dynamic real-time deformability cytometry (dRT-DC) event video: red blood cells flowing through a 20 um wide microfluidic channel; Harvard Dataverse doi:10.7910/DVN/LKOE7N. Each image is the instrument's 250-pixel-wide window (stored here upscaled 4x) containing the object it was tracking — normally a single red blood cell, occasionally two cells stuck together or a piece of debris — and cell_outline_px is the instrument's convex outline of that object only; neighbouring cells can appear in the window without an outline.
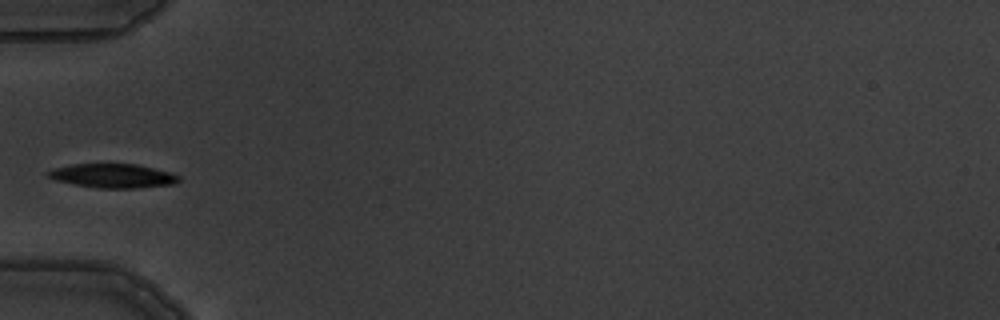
{"species": "common noctule bat (a hibernating species)", "species_latin": "Nyctalus noctula", "temperature_condition": "warm", "stored_images_in_passage": 3, "camera_frame_rate_fps": 3000, "um_per_image_px": 0.085, "animal": {"sex": "male", "body_mass_g": 19.5, "forearm_length_mm": 54.6}, "frame": {"image": 1, "passage_image": 2, "time_ms": 2.0, "image_size_px": [1000, 320], "cell_outline_px": [[180, 180], [176, 184], [136, 188], [96, 188], [56, 180], [44, 176], [44, 172], [56, 168], [72, 164], [136, 164], [168, 172], [180, 176]], "centroid_in_image_um": [9.57, 14.95], "position_along_channel_um": 75.4, "area_um2": 18.26}}